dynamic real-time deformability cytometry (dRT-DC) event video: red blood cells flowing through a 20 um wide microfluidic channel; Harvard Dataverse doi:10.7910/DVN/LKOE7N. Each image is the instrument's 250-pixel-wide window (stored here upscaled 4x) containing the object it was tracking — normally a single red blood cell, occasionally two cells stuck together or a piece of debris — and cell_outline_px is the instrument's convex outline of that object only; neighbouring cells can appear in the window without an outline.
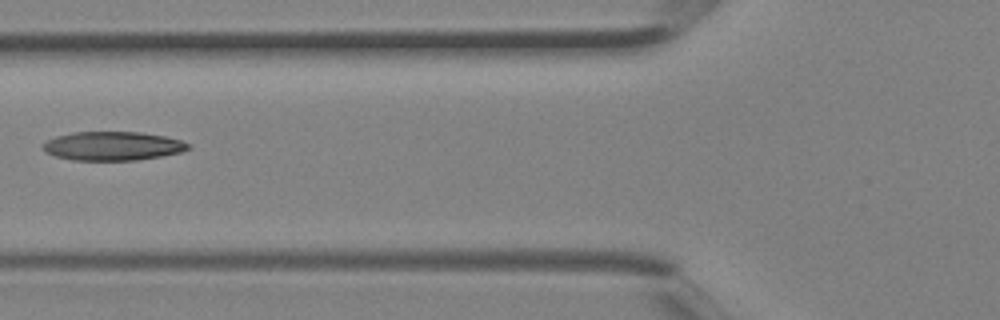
{"species": "Egyptian fruit bat (a non-hibernating species)", "species_latin": "Rousettus aegyptiacus", "temperature_condition": "room temperature", "stored_images_in_passage": 3, "camera_frame_rate_fps": 3000, "um_per_image_px": 0.085, "animal": {"sex": "female"}, "frame": {"image": 1, "passage_image": 3, "time_ms": 0.667, "image_size_px": [1000, 320], "cell_outline_px": [[192, 148], [180, 152], [160, 156], [136, 160], [72, 160], [56, 156], [44, 152], [40, 148], [40, 144], [56, 136], [72, 132], [140, 132], [164, 136], [180, 140], [188, 144]], "centroid_in_image_um": [9.52, 12.41], "position_along_channel_um": 116.3, "area_um2": 24.45}}